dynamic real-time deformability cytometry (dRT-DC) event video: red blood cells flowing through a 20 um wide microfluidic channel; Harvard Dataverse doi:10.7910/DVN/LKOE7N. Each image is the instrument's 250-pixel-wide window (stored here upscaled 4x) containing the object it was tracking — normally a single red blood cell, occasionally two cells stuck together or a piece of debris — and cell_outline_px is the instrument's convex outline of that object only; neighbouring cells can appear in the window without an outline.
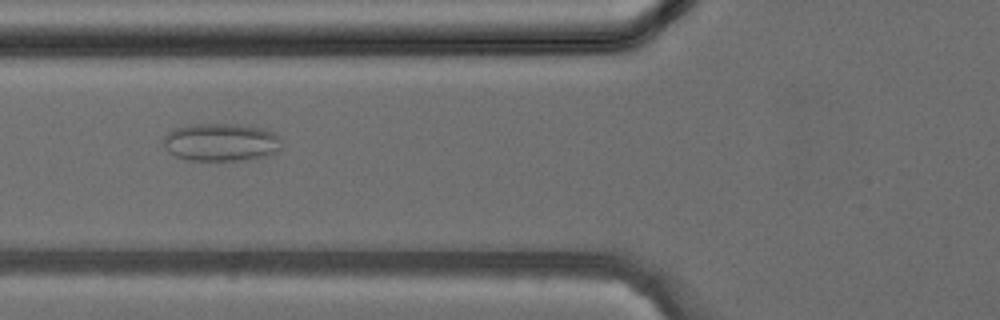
{"species": "common noctule bat (a hibernating species)", "species_latin": "Nyctalus noctula", "temperature_condition": "cold", "stored_images_in_passage": 19, "camera_frame_rate_fps": 3000, "um_per_image_px": 0.085, "animal": {"sex": "female", "body_mass_g": 24.6, "forearm_length_mm": 56.2}, "frame": {"image": 1, "passage_image": 16, "time_ms": 5.0, "image_size_px": [1000, 320], "cell_outline_px": [[280, 148], [276, 152], [264, 156], [244, 160], [188, 160], [176, 156], [168, 152], [164, 148], [160, 140], [168, 132], [176, 128], [196, 124], [236, 124], [260, 128], [272, 132], [280, 136]], "centroid_in_image_um": [18.74, 12.09], "position_along_channel_um": 107.1, "area_um2": 26.07}}